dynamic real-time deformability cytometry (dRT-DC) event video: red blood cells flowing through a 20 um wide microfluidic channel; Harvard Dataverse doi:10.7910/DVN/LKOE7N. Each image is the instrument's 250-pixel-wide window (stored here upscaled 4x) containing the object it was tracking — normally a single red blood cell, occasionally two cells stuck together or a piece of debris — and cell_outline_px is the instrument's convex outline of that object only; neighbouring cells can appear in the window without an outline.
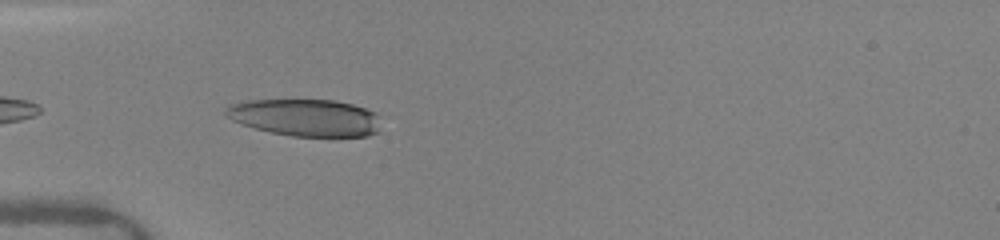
{"species": "human", "species_latin": "Homo sapiens", "temperature_condition": "warm", "stored_images_in_passage": 11, "camera_frame_rate_fps": 3000, "um_per_image_px": 0.085, "donor": {"sex": "female"}, "frame": {"image": 1, "passage_image": 2, "time_ms": 0.333, "image_size_px": [1000, 240], "cell_outline_px": [[380, 132], [368, 136], [292, 136], [272, 132], [256, 128], [232, 120], [224, 116], [224, 112], [232, 104], [248, 100], [336, 100], [352, 104], [376, 112]], "centroid_in_image_um": [25.98, 9.99], "position_along_channel_um": 59.0, "area_um2": 33.35}}
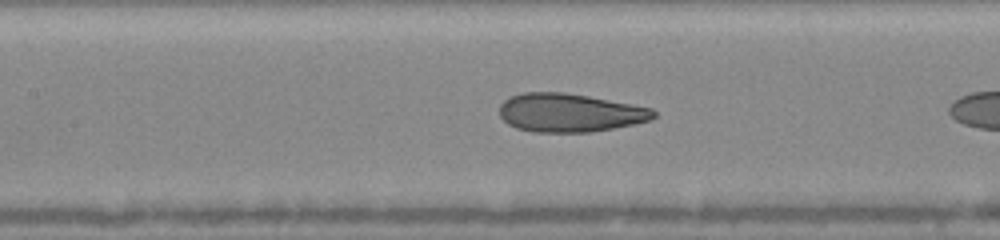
{"frame": {"image": 2, "passage_image": 7, "time_ms": 2.0, "image_size_px": [1000, 240], "cell_outline_px": [[656, 116], [648, 120], [632, 124], [612, 128], [588, 132], [532, 132], [516, 128], [508, 124], [500, 116], [500, 104], [508, 96], [524, 92], [564, 92], [588, 96], [632, 104], [652, 108], [656, 112]], "centroid_in_image_um": [48.38, 9.57], "position_along_channel_um": 159.0, "area_um2": 34.51}}